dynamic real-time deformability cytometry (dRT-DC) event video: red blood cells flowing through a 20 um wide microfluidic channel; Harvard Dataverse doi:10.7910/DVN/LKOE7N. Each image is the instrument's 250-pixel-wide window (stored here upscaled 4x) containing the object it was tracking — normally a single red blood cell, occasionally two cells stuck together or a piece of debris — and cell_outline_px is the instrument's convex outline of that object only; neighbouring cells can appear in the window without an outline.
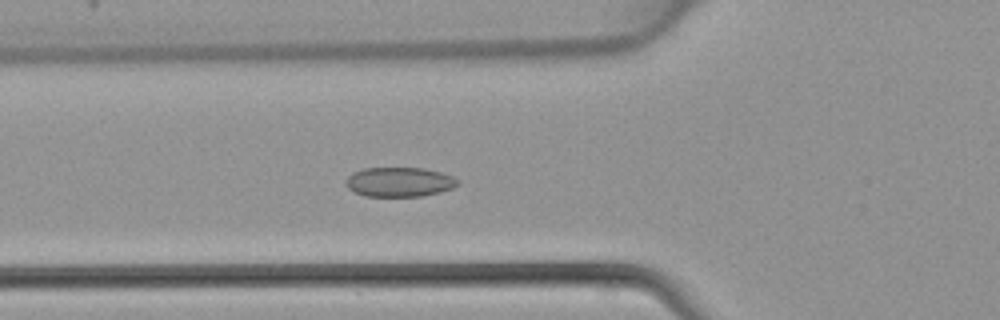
{"species": "common noctule bat (a hibernating species)", "species_latin": "Nyctalus noctula", "temperature_condition": "warm", "stored_images_in_passage": 46, "camera_frame_rate_fps": 3000, "um_per_image_px": 0.085, "animal": {"sex": "female", "body_mass_g": 22.7, "forearm_length_mm": 54.2}, "frame": {"image": 1, "passage_image": 17, "time_ms": 5.333, "image_size_px": [1000, 320], "cell_outline_px": [[460, 184], [452, 188], [440, 192], [420, 196], [364, 196], [348, 188], [344, 184], [344, 180], [352, 172], [364, 168], [424, 168], [440, 172], [452, 176], [460, 180]], "centroid_in_image_um": [33.93, 15.46], "position_along_channel_um": 91.9, "area_um2": 19.36}}
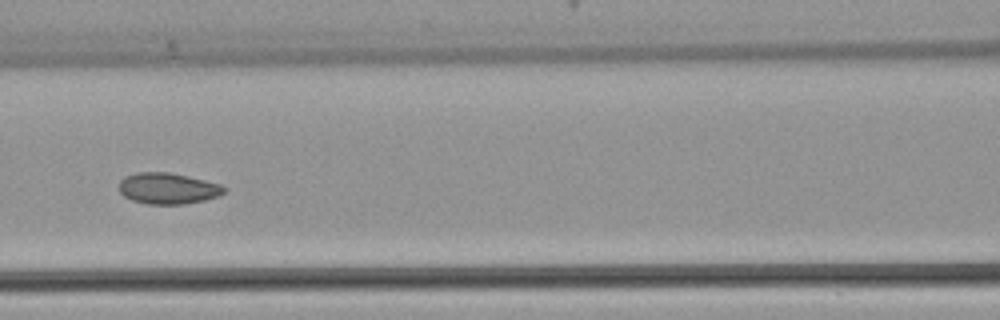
{"frame": {"image": 2, "passage_image": 21, "time_ms": 6.667, "image_size_px": [1000, 320], "cell_outline_px": [[224, 192], [216, 196], [204, 200], [184, 204], [148, 204], [132, 200], [124, 196], [120, 192], [120, 180], [124, 176], [136, 172], [168, 172], [188, 176], [220, 184], [224, 188]], "centroid_in_image_um": [14.22, 16.01], "position_along_channel_um": 152.4, "area_um2": 18.9}}
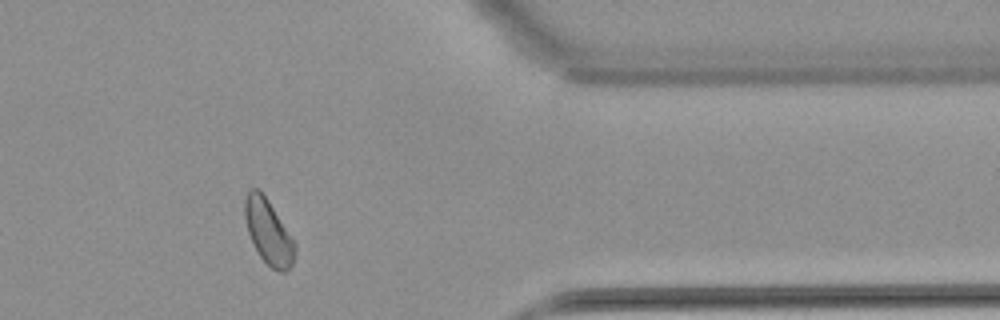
{"frame": {"image": 3, "passage_image": 38, "time_ms": 12.333, "image_size_px": [1000, 320], "cell_outline_px": [[296, 248], [292, 264], [284, 272], [280, 272], [272, 268], [260, 256], [248, 232], [244, 216], [244, 200], [248, 192], [252, 188], [260, 188], [268, 200], [296, 244]], "centroid_in_image_um": [22.8, 19.68], "position_along_channel_um": 388.6, "area_um2": 18.55}}